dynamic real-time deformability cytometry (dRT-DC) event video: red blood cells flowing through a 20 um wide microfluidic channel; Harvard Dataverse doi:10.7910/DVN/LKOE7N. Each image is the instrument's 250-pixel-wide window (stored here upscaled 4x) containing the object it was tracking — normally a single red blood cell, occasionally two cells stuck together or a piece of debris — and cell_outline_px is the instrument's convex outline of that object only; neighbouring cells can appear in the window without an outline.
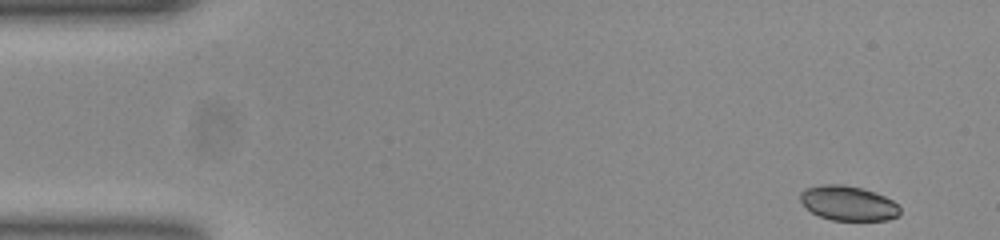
{"species": "common noctule bat (a hibernating species)", "species_latin": "Nyctalus noctula", "temperature_condition": "room temperature", "stored_images_in_passage": 51, "camera_frame_rate_fps": 3000, "um_per_image_px": 0.085, "animal": {"sex": "female", "body_mass_g": 23.0, "forearm_length_mm": 53.4}, "frame": {"image": 1, "passage_image": 1, "time_ms": 0.0, "image_size_px": [1000, 240], "cell_outline_px": [[900, 216], [888, 220], [832, 220], [820, 216], [812, 212], [800, 200], [800, 192], [804, 188], [820, 184], [840, 184], [860, 188], [884, 196], [892, 200], [900, 208]], "centroid_in_image_um": [72.09, 17.27], "position_along_channel_um": 12.9, "area_um2": 20.06}}
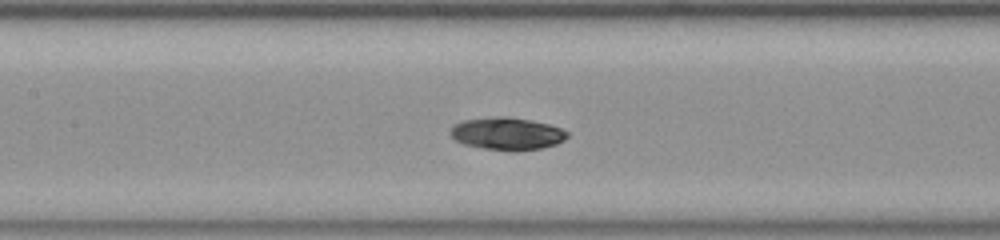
{"frame": {"image": 2, "passage_image": 22, "time_ms": 7.0, "image_size_px": [1000, 240], "cell_outline_px": [[568, 136], [564, 140], [556, 144], [540, 148], [516, 152], [484, 148], [464, 144], [456, 140], [448, 132], [456, 124], [464, 120], [500, 116], [504, 116], [532, 120], [548, 124], [560, 128], [568, 132]], "centroid_in_image_um": [43.12, 11.37], "position_along_channel_um": 164.3, "area_um2": 22.02}}
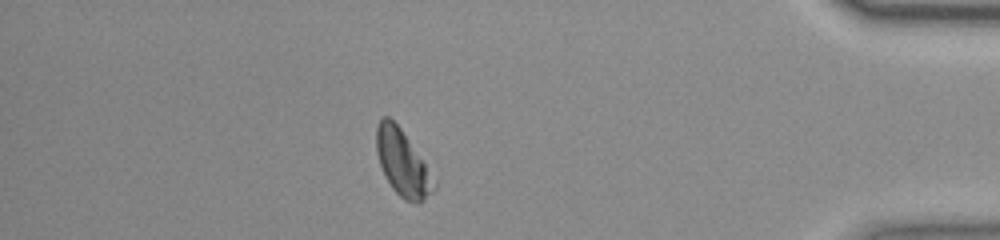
{"frame": {"image": 3, "passage_image": 44, "time_ms": 14.333, "image_size_px": [1000, 240], "cell_outline_px": [[436, 188], [420, 204], [416, 204], [404, 200], [392, 188], [380, 164], [376, 152], [376, 128], [380, 120], [384, 116], [388, 116], [400, 128], [436, 180]], "centroid_in_image_um": [34.22, 13.89], "position_along_channel_um": 401.0, "area_um2": 21.73}, "authors_computed_cell_mechanics": {"area_um2": 21.7328, "velocity_mm_per_s": 3.8424, "shape_relaxation_time_tau1_ms": 4.1702, "shape_relaxation_time_tau2_ms": null, "deformation_change_tau1": 0.1656, "deformation_change_tau2": null}}